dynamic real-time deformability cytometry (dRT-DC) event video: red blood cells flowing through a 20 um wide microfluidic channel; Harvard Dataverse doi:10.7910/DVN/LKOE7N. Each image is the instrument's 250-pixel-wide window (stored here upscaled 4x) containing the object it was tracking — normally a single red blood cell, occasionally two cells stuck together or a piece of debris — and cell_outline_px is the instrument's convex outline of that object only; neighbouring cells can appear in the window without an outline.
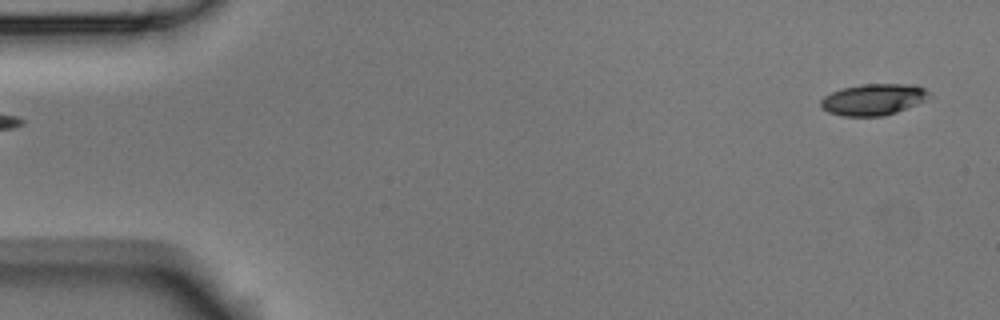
{"species": "Egyptian fruit bat (a non-hibernating species)", "species_latin": "Rousettus aegyptiacus", "temperature_condition": "room temperature", "stored_images_in_passage": 4, "segment_of_instrument_passage": [2, 2], "camera_frame_rate_fps": 3000, "um_per_image_px": 0.085, "animal": {"sex": "male"}, "frame": {"image": 1, "passage_image": 4, "time_ms": 1.0, "image_size_px": [1000, 320], "cell_outline_px": [[932, 96], [916, 104], [896, 112], [884, 116], [844, 116], [828, 112], [820, 108], [820, 100], [824, 96], [832, 92], [844, 88], [860, 84], [916, 84], [924, 88]], "centroid_in_image_um": [74.22, 8.45], "position_along_channel_um": 10.8, "area_um2": 19.83}}